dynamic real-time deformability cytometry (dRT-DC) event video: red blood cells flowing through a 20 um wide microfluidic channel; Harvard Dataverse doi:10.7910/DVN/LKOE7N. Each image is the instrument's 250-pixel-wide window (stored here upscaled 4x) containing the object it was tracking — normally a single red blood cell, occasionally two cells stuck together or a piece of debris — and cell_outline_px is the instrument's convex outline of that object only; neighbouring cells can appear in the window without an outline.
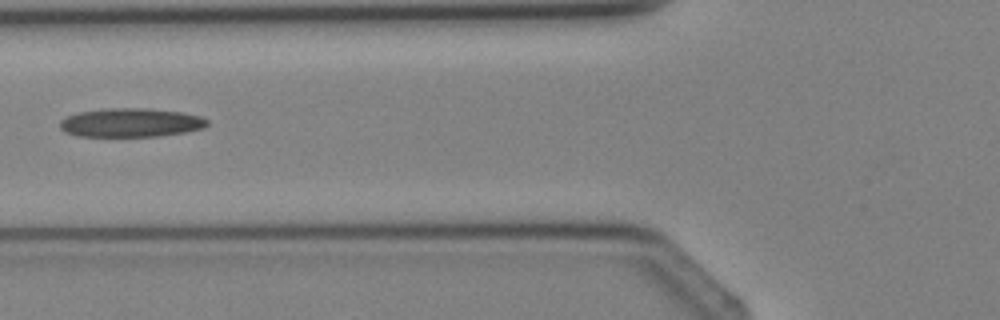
{"species": "Egyptian fruit bat (a non-hibernating species)", "species_latin": "Rousettus aegyptiacus", "temperature_condition": "cold", "stored_images_in_passage": 2, "camera_frame_rate_fps": 3000, "um_per_image_px": 0.085, "animal": {"sex": "female"}, "frame": {"image": 1, "passage_image": 2, "time_ms": 1.0, "image_size_px": [1000, 320], "cell_outline_px": [[208, 124], [204, 128], [188, 132], [160, 136], [76, 136], [64, 132], [60, 128], [60, 120], [76, 112], [104, 108], [144, 108], [180, 112], [200, 116], [208, 120]], "centroid_in_image_um": [11.1, 10.42], "position_along_channel_um": 114.7, "area_um2": 24.91}}